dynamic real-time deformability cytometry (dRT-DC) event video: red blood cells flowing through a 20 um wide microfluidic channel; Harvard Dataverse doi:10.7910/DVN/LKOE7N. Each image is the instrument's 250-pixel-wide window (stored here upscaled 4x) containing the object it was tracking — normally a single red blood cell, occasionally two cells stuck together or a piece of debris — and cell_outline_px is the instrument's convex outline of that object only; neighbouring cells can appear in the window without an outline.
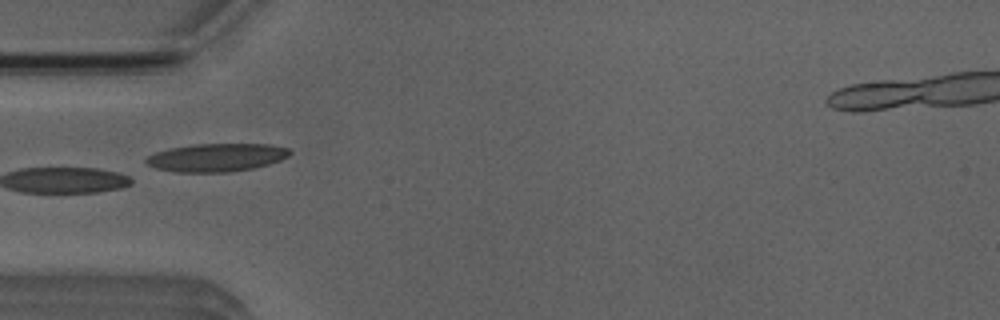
{"species": "Egyptian fruit bat (a non-hibernating species)", "species_latin": "Rousettus aegyptiacus", "temperature_condition": "room temperature", "stored_images_in_passage": 5, "camera_frame_rate_fps": 3000, "um_per_image_px": 0.085, "animal": {"sex": "male"}, "frame": {"image": 1, "passage_image": 5, "time_ms": 5.333, "image_size_px": [1000, 320], "cell_outline_px": [[292, 152], [288, 156], [280, 160], [268, 164], [252, 168], [232, 172], [176, 172], [156, 168], [148, 164], [144, 160], [148, 156], [156, 152], [168, 148], [192, 144], [272, 144], [288, 148]], "centroid_in_image_um": [18.41, 13.38], "position_along_channel_um": 66.6, "area_um2": 23.58}}